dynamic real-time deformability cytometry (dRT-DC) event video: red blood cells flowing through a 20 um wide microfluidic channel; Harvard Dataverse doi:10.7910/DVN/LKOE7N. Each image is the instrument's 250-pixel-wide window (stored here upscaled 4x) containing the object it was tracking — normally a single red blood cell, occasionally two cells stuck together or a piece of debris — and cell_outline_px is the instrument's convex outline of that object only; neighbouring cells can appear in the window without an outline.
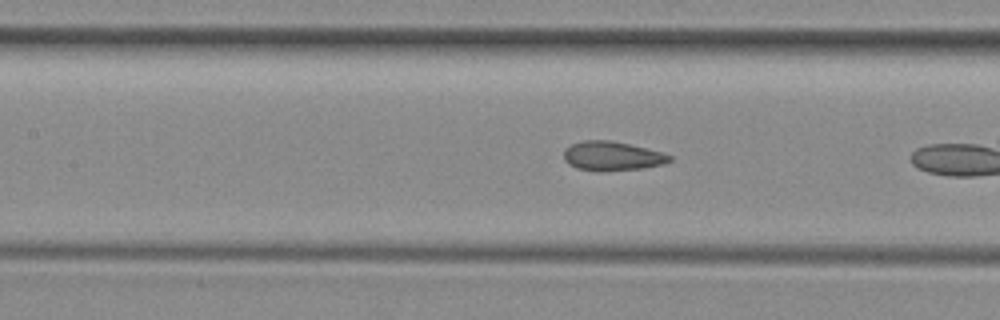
{"species": "common noctule bat (a hibernating species)", "species_latin": "Nyctalus noctula", "temperature_condition": "room temperature", "stored_images_in_passage": 25, "camera_frame_rate_fps": 3000, "um_per_image_px": 0.085, "animal": {"sex": "female", "body_mass_g": 29.2, "forearm_length_mm": 56.3}, "frame": {"image": 1, "passage_image": 8, "time_ms": 2.333, "image_size_px": [1000, 320], "cell_outline_px": [[672, 160], [664, 164], [644, 168], [604, 172], [596, 172], [576, 168], [568, 164], [564, 160], [564, 148], [572, 144], [584, 140], [608, 140], [628, 144], [660, 152], [672, 156]], "centroid_in_image_um": [51.99, 13.29], "position_along_channel_um": 155.4, "area_um2": 18.15}}